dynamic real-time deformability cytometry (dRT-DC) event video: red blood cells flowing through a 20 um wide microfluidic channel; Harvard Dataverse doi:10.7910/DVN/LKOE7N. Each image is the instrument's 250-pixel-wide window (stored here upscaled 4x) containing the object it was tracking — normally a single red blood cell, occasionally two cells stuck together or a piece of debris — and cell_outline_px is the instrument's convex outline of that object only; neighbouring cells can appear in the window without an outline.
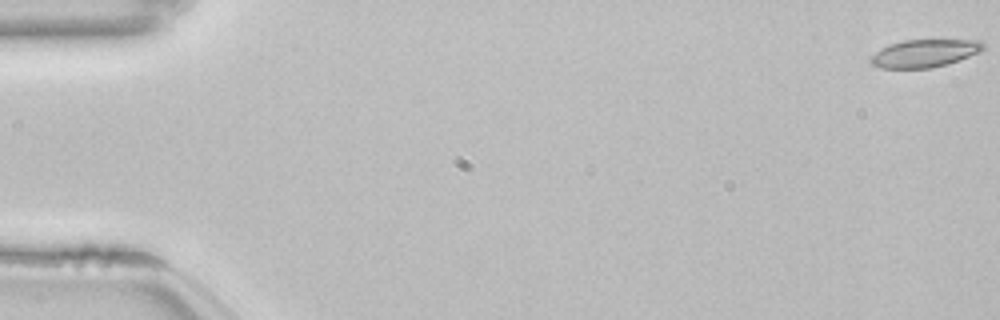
{"species": "common noctule bat (a hibernating species)", "species_latin": "Nyctalus noctula", "temperature_condition": "room temperature", "stored_images_in_passage": 9, "camera_frame_rate_fps": 3000, "um_per_image_px": 0.085, "animal": {"sex": "female", "body_mass_g": 22.7, "forearm_length_mm": 54.2}, "frame": {"image": 1, "passage_image": 1, "time_ms": 0.0, "image_size_px": [1000, 320], "cell_outline_px": [[984, 48], [980, 52], [948, 64], [932, 68], [880, 68], [872, 64], [868, 60], [876, 52], [892, 44], [904, 40], [980, 40], [984, 44]], "centroid_in_image_um": [78.61, 4.54], "position_along_channel_um": 6.4, "area_um2": 18.03}}